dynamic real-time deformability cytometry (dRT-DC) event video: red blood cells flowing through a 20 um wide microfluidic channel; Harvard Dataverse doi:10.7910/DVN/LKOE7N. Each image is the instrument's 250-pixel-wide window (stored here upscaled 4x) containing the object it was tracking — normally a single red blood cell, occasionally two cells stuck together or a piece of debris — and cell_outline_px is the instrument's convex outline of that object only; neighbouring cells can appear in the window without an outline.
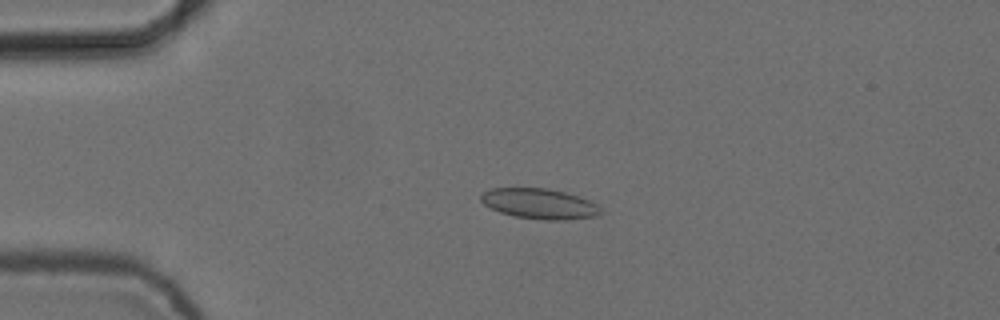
{"species": "common noctule bat (a hibernating species)", "species_latin": "Nyctalus noctula", "temperature_condition": "cold", "stored_images_in_passage": 5, "camera_frame_rate_fps": 3000, "um_per_image_px": 0.085, "animal": {"sex": "female", "body_mass_g": 24.6, "forearm_length_mm": 56.2}, "frame": {"image": 1, "passage_image": 3, "time_ms": 0.667, "image_size_px": [1000, 320], "cell_outline_px": [[604, 212], [596, 216], [564, 220], [544, 220], [516, 216], [500, 212], [484, 204], [480, 200], [480, 196], [484, 192], [492, 188], [544, 188], [564, 192], [588, 200], [596, 204]], "centroid_in_image_um": [45.85, 17.32], "position_along_channel_um": 39.1, "area_um2": 20.92}}
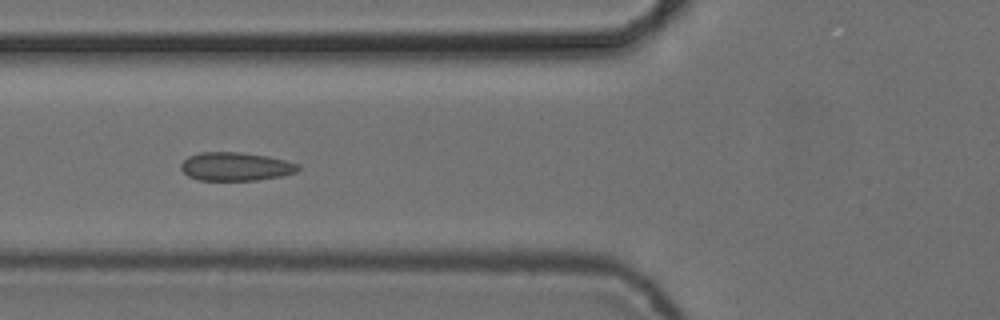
{"frame": {"image": 2, "passage_image": 5, "time_ms": 1.333, "image_size_px": [1000, 320], "cell_outline_px": [[300, 168], [296, 172], [280, 176], [256, 180], [200, 180], [188, 176], [180, 168], [180, 164], [188, 156], [200, 152], [240, 152], [268, 156], [300, 164]], "centroid_in_image_um": [20.02, 14.15], "position_along_channel_um": 105.8, "area_um2": 19.42}}